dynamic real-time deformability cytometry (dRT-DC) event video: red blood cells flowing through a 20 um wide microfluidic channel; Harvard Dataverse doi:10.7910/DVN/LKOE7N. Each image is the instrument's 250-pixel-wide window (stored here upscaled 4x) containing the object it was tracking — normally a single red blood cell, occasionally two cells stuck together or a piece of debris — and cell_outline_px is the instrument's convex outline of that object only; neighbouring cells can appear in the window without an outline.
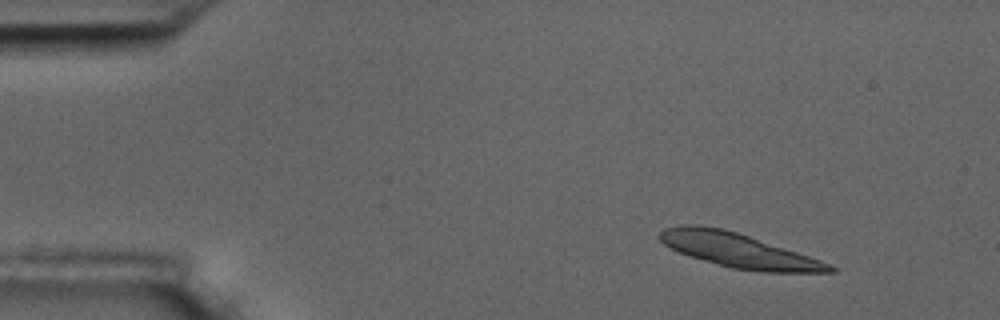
{"species": "common noctule bat (a hibernating species)", "species_latin": "Nyctalus noctula", "temperature_condition": "room temperature", "stored_images_in_passage": 4, "camera_frame_rate_fps": 3000, "um_per_image_px": 0.085, "animal": {"sex": "male", "body_mass_g": 17.5, "forearm_length_mm": 52.3}, "frame": {"image": 1, "passage_image": 1, "time_ms": 0.0, "image_size_px": [1000, 320], "cell_outline_px": [[836, 272], [764, 272], [732, 268], [688, 256], [664, 244], [660, 240], [660, 232], [664, 228], [680, 224], [692, 224], [724, 228], [832, 264], [836, 268]], "centroid_in_image_um": [62.74, 21.28], "position_along_channel_um": 22.3, "area_um2": 33.47}}
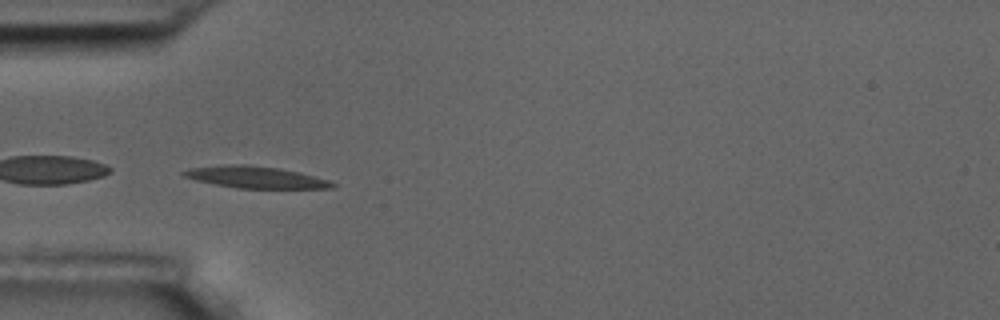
{"frame": {"image": 2, "passage_image": 4, "time_ms": 3.667, "image_size_px": [1000, 320], "cell_outline_px": [[336, 184], [332, 188], [236, 188], [196, 180], [184, 176], [180, 172], [188, 168], [220, 164], [248, 164], [276, 168], [300, 172], [328, 180]], "centroid_in_image_um": [21.67, 15.05], "position_along_channel_um": 63.3, "area_um2": 18.84}}